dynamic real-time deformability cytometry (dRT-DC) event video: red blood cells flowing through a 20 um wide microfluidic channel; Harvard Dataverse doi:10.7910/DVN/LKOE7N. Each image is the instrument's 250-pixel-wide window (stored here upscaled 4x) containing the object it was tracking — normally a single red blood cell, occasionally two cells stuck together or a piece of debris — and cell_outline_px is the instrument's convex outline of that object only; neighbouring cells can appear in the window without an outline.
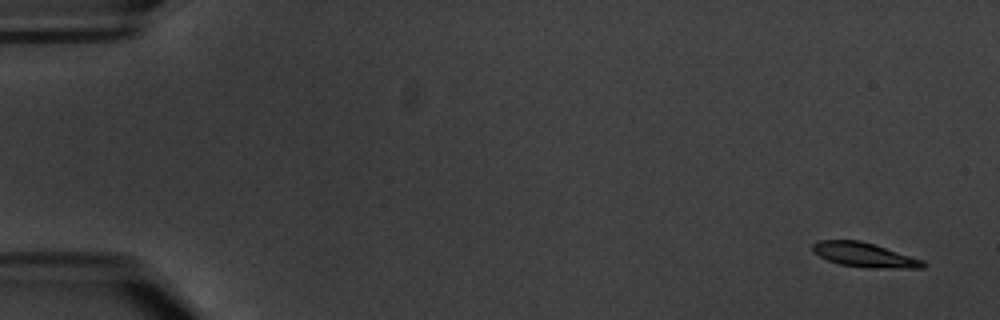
{"species": "common noctule bat (a hibernating species)", "species_latin": "Nyctalus noctula", "temperature_condition": "warm", "stored_images_in_passage": 6, "camera_frame_rate_fps": 3000, "um_per_image_px": 0.085, "animal": {"sex": "male", "body_mass_g": 20.1, "forearm_length_mm": 53.5}, "frame": {"image": 1, "passage_image": 1, "time_ms": 0.0, "image_size_px": [1000, 320], "cell_outline_px": [[924, 268], [868, 268], [840, 264], [828, 260], [812, 252], [812, 244], [820, 240], [860, 240], [876, 244], [924, 260]], "centroid_in_image_um": [73.48, 21.66], "position_along_channel_um": 11.5, "area_um2": 15.84}}
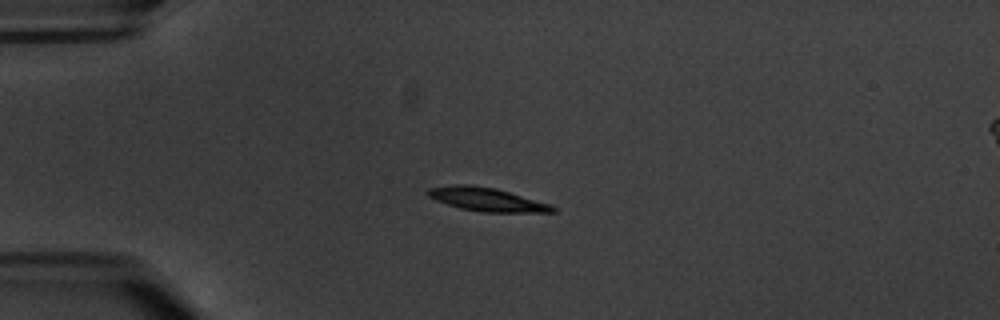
{"frame": {"image": 2, "passage_image": 4, "time_ms": 4.333, "image_size_px": [1000, 320], "cell_outline_px": [[556, 212], [484, 212], [460, 208], [436, 200], [428, 196], [424, 192], [428, 188], [452, 184], [472, 184], [496, 188], [552, 204], [556, 208]], "centroid_in_image_um": [41.37, 16.93], "position_along_channel_um": 43.6, "area_um2": 17.28}}